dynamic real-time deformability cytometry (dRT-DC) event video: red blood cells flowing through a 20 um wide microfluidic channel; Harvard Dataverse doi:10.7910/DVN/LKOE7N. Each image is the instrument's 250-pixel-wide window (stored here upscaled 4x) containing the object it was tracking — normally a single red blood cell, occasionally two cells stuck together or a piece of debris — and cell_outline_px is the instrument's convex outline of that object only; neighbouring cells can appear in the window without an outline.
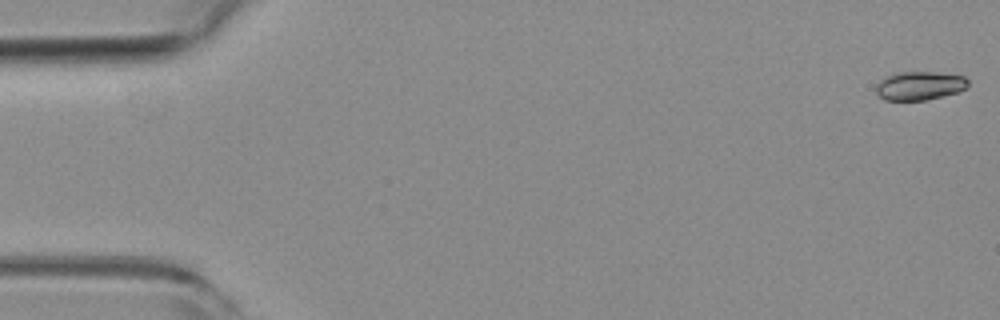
{"species": "common noctule bat (a hibernating species)", "species_latin": "Nyctalus noctula", "temperature_condition": "room temperature", "stored_images_in_passage": 10, "camera_frame_rate_fps": 3000, "um_per_image_px": 0.085, "animal": {"sex": "female", "body_mass_g": 19.3, "forearm_length_mm": 54.1}, "frame": {"image": 1, "passage_image": 1, "time_ms": 0.0, "image_size_px": [1000, 320], "cell_outline_px": [[968, 84], [964, 88], [956, 92], [924, 100], [884, 100], [876, 92], [876, 84], [880, 80], [892, 72], [936, 72], [964, 76], [968, 80]], "centroid_in_image_um": [78.11, 7.27], "position_along_channel_um": 6.9, "area_um2": 15.26}}